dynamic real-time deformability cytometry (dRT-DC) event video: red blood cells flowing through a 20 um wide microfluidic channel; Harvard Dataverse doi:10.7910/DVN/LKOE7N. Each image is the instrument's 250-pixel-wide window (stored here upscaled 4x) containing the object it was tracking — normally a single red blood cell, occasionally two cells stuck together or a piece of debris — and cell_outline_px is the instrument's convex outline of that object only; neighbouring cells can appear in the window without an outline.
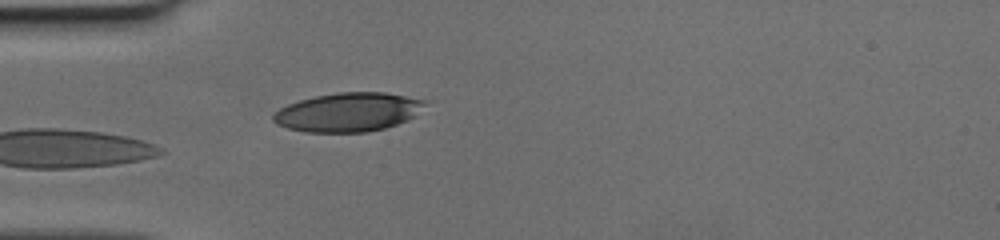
{"species": "human", "species_latin": "Homo sapiens", "temperature_condition": "cold", "stored_images_in_passage": 24, "camera_frame_rate_fps": 3000, "um_per_image_px": 0.085, "donor": {"sex": "female"}, "frame": {"image": 1, "passage_image": 1, "time_ms": 0.0, "image_size_px": [1000, 240], "cell_outline_px": [[432, 100], [412, 116], [396, 124], [384, 128], [364, 132], [304, 132], [288, 128], [276, 124], [272, 120], [272, 116], [280, 108], [288, 104], [300, 100], [316, 96], [340, 92], [384, 92]], "centroid_in_image_um": [29.6, 9.52], "position_along_channel_um": 55.4, "area_um2": 34.28}}
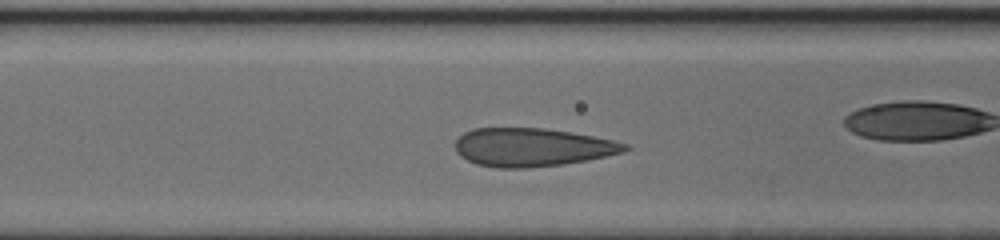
{"frame": {"image": 2, "passage_image": 4, "time_ms": 1.0, "image_size_px": [1000, 240], "cell_outline_px": [[632, 148], [624, 152], [584, 160], [560, 164], [524, 168], [496, 168], [476, 164], [460, 156], [456, 152], [456, 140], [464, 132], [472, 128], [544, 128], [572, 132], [612, 140], [628, 144]], "centroid_in_image_um": [45.21, 12.51], "position_along_channel_um": 121.4, "area_um2": 37.74}}